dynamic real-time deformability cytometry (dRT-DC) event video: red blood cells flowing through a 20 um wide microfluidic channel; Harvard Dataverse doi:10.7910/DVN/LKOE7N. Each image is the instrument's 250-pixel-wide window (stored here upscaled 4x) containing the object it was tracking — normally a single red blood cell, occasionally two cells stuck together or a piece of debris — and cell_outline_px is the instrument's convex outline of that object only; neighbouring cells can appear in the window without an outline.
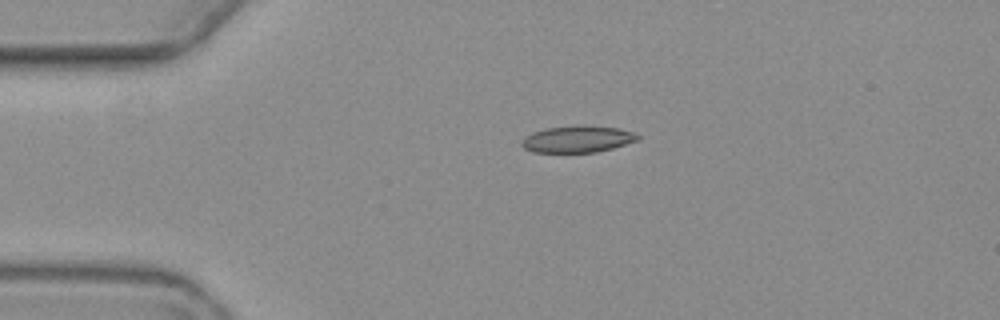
{"species": "common noctule bat (a hibernating species)", "species_latin": "Nyctalus noctula", "temperature_condition": "warm", "stored_images_in_passage": 4, "camera_frame_rate_fps": 3000, "um_per_image_px": 0.085, "animal": {"sex": "female", "body_mass_g": 19.3, "forearm_length_mm": 54.1}, "frame": {"image": 1, "passage_image": 1, "time_ms": 0.0, "image_size_px": [1000, 320], "cell_outline_px": [[640, 140], [612, 148], [596, 152], [532, 152], [524, 148], [520, 144], [520, 140], [524, 136], [532, 132], [544, 128], [572, 124], [584, 124], [620, 128], [636, 132], [640, 136]], "centroid_in_image_um": [49.09, 11.79], "position_along_channel_um": 35.9, "area_um2": 18.73}}